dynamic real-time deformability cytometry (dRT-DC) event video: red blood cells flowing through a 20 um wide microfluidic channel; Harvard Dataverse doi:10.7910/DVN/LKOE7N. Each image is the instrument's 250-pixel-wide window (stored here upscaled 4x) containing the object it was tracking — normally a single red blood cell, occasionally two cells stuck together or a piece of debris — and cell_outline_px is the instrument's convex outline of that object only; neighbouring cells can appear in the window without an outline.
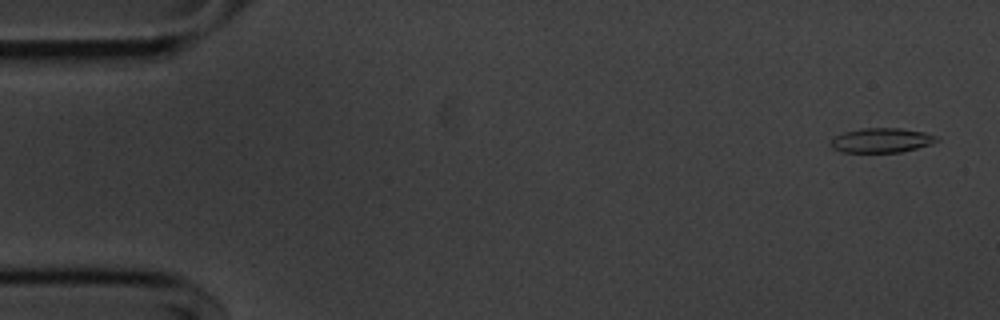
{"species": "common noctule bat (a hibernating species)", "species_latin": "Nyctalus noctula", "temperature_condition": "cold", "stored_images_in_passage": 53, "camera_frame_rate_fps": 3000, "um_per_image_px": 0.085, "animal": {"sex": "male", "body_mass_g": 20.1, "forearm_length_mm": 53.5}, "frame": {"image": 1, "passage_image": 2, "time_ms": 0.333, "image_size_px": [1000, 320], "cell_outline_px": [[940, 140], [932, 144], [900, 152], [840, 152], [832, 148], [832, 140], [836, 136], [844, 132], [860, 128], [900, 128], [924, 132], [940, 136]], "centroid_in_image_um": [74.98, 11.92], "position_along_channel_um": 10.0, "area_um2": 15.2}}
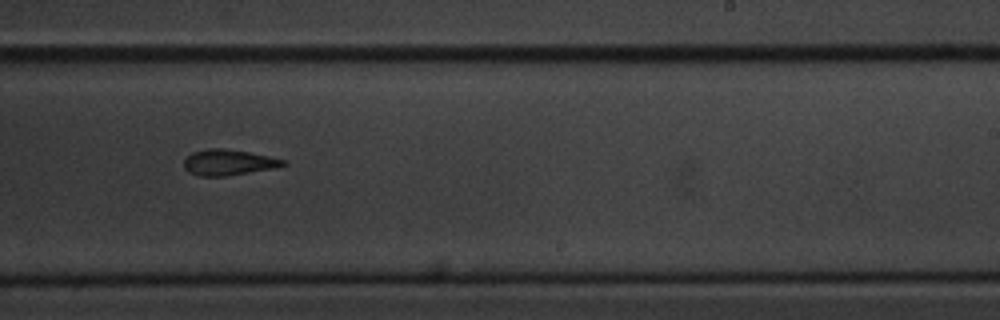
{"frame": {"image": 2, "passage_image": 33, "time_ms": 10.667, "image_size_px": [1000, 320], "cell_outline_px": [[288, 164], [272, 168], [224, 176], [200, 176], [188, 172], [184, 168], [184, 160], [192, 152], [208, 148], [224, 148], [248, 152], [288, 160]], "centroid_in_image_um": [19.4, 13.79], "position_along_channel_um": 269.6, "area_um2": 14.8}}
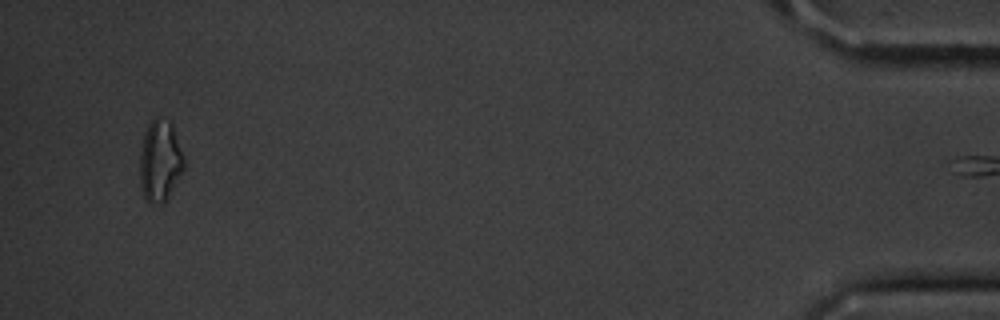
{"frame": {"image": 3, "passage_image": 52, "time_ms": 17.0, "image_size_px": [1000, 320], "cell_outline_px": [[184, 168], [164, 204], [148, 204], [144, 196], [140, 184], [140, 156], [144, 132], [148, 124], [156, 116], [160, 116], [172, 124], [184, 160]], "centroid_in_image_um": [13.58, 13.69], "position_along_channel_um": 421.6, "area_um2": 20.87}}